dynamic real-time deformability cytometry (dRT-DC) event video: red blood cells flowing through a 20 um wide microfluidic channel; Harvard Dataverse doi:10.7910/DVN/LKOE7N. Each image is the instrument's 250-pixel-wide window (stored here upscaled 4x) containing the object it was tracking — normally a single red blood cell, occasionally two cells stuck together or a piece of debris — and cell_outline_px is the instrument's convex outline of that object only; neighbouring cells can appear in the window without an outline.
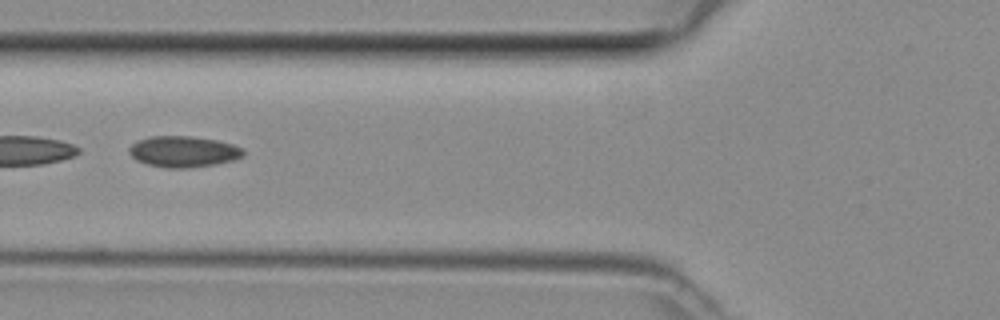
{"species": "common noctule bat (a hibernating species)", "species_latin": "Nyctalus noctula", "temperature_condition": "room temperature", "stored_images_in_passage": 3, "camera_frame_rate_fps": 3000, "um_per_image_px": 0.085, "animal": {"sex": "female", "body_mass_g": 29.2, "forearm_length_mm": 56.3}, "frame": {"image": 1, "passage_image": 2, "time_ms": 0.333, "image_size_px": [1000, 320], "cell_outline_px": [[244, 152], [240, 156], [232, 160], [216, 164], [188, 168], [164, 168], [148, 164], [136, 160], [128, 152], [128, 148], [132, 144], [140, 140], [152, 136], [192, 136], [216, 140], [232, 144], [244, 148]], "centroid_in_image_um": [15.57, 12.89], "position_along_channel_um": 110.2, "area_um2": 20.58}}
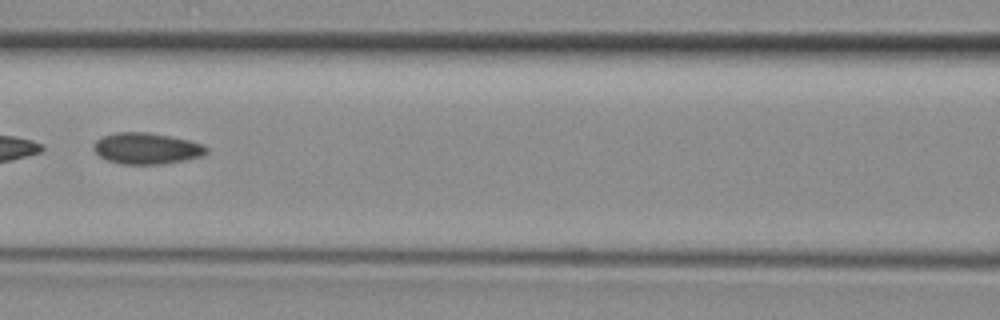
{"frame": {"image": 2, "passage_image": 3, "time_ms": 0.667, "image_size_px": [1000, 320], "cell_outline_px": [[208, 152], [200, 156], [184, 160], [164, 164], [120, 164], [108, 160], [100, 156], [96, 152], [96, 140], [104, 136], [116, 132], [148, 132], [188, 140], [200, 144], [208, 148]], "centroid_in_image_um": [12.47, 12.62], "position_along_channel_um": 154.1, "area_um2": 20.17}}